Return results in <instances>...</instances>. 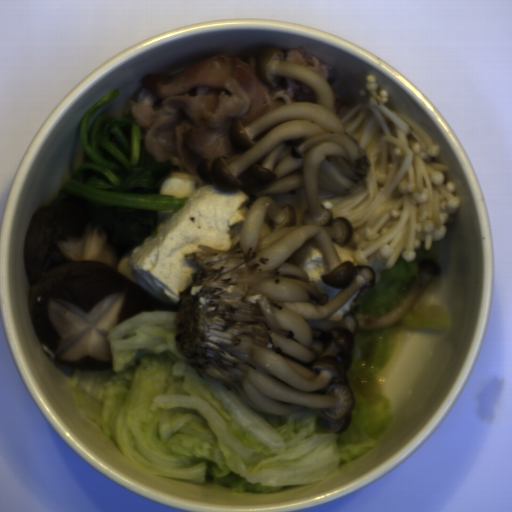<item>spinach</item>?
Here are the masks:
<instances>
[{
	"label": "spinach",
	"mask_w": 512,
	"mask_h": 512,
	"mask_svg": "<svg viewBox=\"0 0 512 512\" xmlns=\"http://www.w3.org/2000/svg\"><path fill=\"white\" fill-rule=\"evenodd\" d=\"M119 88L103 94L79 124L82 163L61 187L53 205L68 195L86 200L114 249L126 257L149 235H157L158 211L180 210L188 197L159 194L173 169L170 159L155 161L145 148V129L132 115L112 118L98 109L119 97Z\"/></svg>",
	"instance_id": "spinach-1"
}]
</instances>
